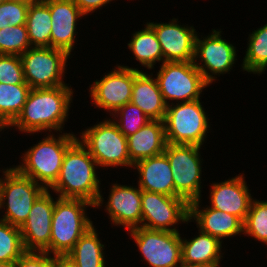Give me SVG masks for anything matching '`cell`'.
I'll list each match as a JSON object with an SVG mask.
<instances>
[{
	"instance_id": "24",
	"label": "cell",
	"mask_w": 267,
	"mask_h": 267,
	"mask_svg": "<svg viewBox=\"0 0 267 267\" xmlns=\"http://www.w3.org/2000/svg\"><path fill=\"white\" fill-rule=\"evenodd\" d=\"M141 71L134 79L131 103L136 105L150 120L164 121L167 104L160 92L156 78Z\"/></svg>"
},
{
	"instance_id": "41",
	"label": "cell",
	"mask_w": 267,
	"mask_h": 267,
	"mask_svg": "<svg viewBox=\"0 0 267 267\" xmlns=\"http://www.w3.org/2000/svg\"><path fill=\"white\" fill-rule=\"evenodd\" d=\"M0 267H14V263L0 262Z\"/></svg>"
},
{
	"instance_id": "40",
	"label": "cell",
	"mask_w": 267,
	"mask_h": 267,
	"mask_svg": "<svg viewBox=\"0 0 267 267\" xmlns=\"http://www.w3.org/2000/svg\"><path fill=\"white\" fill-rule=\"evenodd\" d=\"M10 1H14V2H17V3H21V4H24V5H31L33 3H36L40 0H10Z\"/></svg>"
},
{
	"instance_id": "29",
	"label": "cell",
	"mask_w": 267,
	"mask_h": 267,
	"mask_svg": "<svg viewBox=\"0 0 267 267\" xmlns=\"http://www.w3.org/2000/svg\"><path fill=\"white\" fill-rule=\"evenodd\" d=\"M247 51L241 64L242 70L263 74L267 70V23L249 34Z\"/></svg>"
},
{
	"instance_id": "17",
	"label": "cell",
	"mask_w": 267,
	"mask_h": 267,
	"mask_svg": "<svg viewBox=\"0 0 267 267\" xmlns=\"http://www.w3.org/2000/svg\"><path fill=\"white\" fill-rule=\"evenodd\" d=\"M113 183L110 186L109 199L105 204L111 223L115 226L131 230L141 227L142 223V190L138 186Z\"/></svg>"
},
{
	"instance_id": "33",
	"label": "cell",
	"mask_w": 267,
	"mask_h": 267,
	"mask_svg": "<svg viewBox=\"0 0 267 267\" xmlns=\"http://www.w3.org/2000/svg\"><path fill=\"white\" fill-rule=\"evenodd\" d=\"M111 116H113L111 120L125 137L135 134L151 121L141 109L131 102L120 107Z\"/></svg>"
},
{
	"instance_id": "5",
	"label": "cell",
	"mask_w": 267,
	"mask_h": 267,
	"mask_svg": "<svg viewBox=\"0 0 267 267\" xmlns=\"http://www.w3.org/2000/svg\"><path fill=\"white\" fill-rule=\"evenodd\" d=\"M1 171L0 210L4 208L5 211L0 220L20 228L27 220L34 202L46 189L21 174L14 166Z\"/></svg>"
},
{
	"instance_id": "4",
	"label": "cell",
	"mask_w": 267,
	"mask_h": 267,
	"mask_svg": "<svg viewBox=\"0 0 267 267\" xmlns=\"http://www.w3.org/2000/svg\"><path fill=\"white\" fill-rule=\"evenodd\" d=\"M52 214L50 255L66 256L94 224L87 216V208L94 205L83 199L55 198Z\"/></svg>"
},
{
	"instance_id": "42",
	"label": "cell",
	"mask_w": 267,
	"mask_h": 267,
	"mask_svg": "<svg viewBox=\"0 0 267 267\" xmlns=\"http://www.w3.org/2000/svg\"><path fill=\"white\" fill-rule=\"evenodd\" d=\"M4 129H6V128H5L4 125L0 122V132H1V131H4Z\"/></svg>"
},
{
	"instance_id": "20",
	"label": "cell",
	"mask_w": 267,
	"mask_h": 267,
	"mask_svg": "<svg viewBox=\"0 0 267 267\" xmlns=\"http://www.w3.org/2000/svg\"><path fill=\"white\" fill-rule=\"evenodd\" d=\"M201 199L189 203V223L196 221L197 228L206 234L222 239L243 234V222L235 215L210 208L200 207ZM201 208V209H200Z\"/></svg>"
},
{
	"instance_id": "19",
	"label": "cell",
	"mask_w": 267,
	"mask_h": 267,
	"mask_svg": "<svg viewBox=\"0 0 267 267\" xmlns=\"http://www.w3.org/2000/svg\"><path fill=\"white\" fill-rule=\"evenodd\" d=\"M51 14V47L71 56L76 39L77 21L85 15L72 0H47Z\"/></svg>"
},
{
	"instance_id": "22",
	"label": "cell",
	"mask_w": 267,
	"mask_h": 267,
	"mask_svg": "<svg viewBox=\"0 0 267 267\" xmlns=\"http://www.w3.org/2000/svg\"><path fill=\"white\" fill-rule=\"evenodd\" d=\"M192 239L181 237L183 267H220L222 242L198 230Z\"/></svg>"
},
{
	"instance_id": "31",
	"label": "cell",
	"mask_w": 267,
	"mask_h": 267,
	"mask_svg": "<svg viewBox=\"0 0 267 267\" xmlns=\"http://www.w3.org/2000/svg\"><path fill=\"white\" fill-rule=\"evenodd\" d=\"M243 234L267 245V200H252L243 222Z\"/></svg>"
},
{
	"instance_id": "36",
	"label": "cell",
	"mask_w": 267,
	"mask_h": 267,
	"mask_svg": "<svg viewBox=\"0 0 267 267\" xmlns=\"http://www.w3.org/2000/svg\"><path fill=\"white\" fill-rule=\"evenodd\" d=\"M30 5H24L6 0V14L11 26L26 24L27 12Z\"/></svg>"
},
{
	"instance_id": "1",
	"label": "cell",
	"mask_w": 267,
	"mask_h": 267,
	"mask_svg": "<svg viewBox=\"0 0 267 267\" xmlns=\"http://www.w3.org/2000/svg\"><path fill=\"white\" fill-rule=\"evenodd\" d=\"M73 90L67 84L55 88L31 89L22 112L7 129L15 127L29 135L43 131L61 133L73 102Z\"/></svg>"
},
{
	"instance_id": "39",
	"label": "cell",
	"mask_w": 267,
	"mask_h": 267,
	"mask_svg": "<svg viewBox=\"0 0 267 267\" xmlns=\"http://www.w3.org/2000/svg\"><path fill=\"white\" fill-rule=\"evenodd\" d=\"M10 23L6 14V0L0 4V29L9 26Z\"/></svg>"
},
{
	"instance_id": "30",
	"label": "cell",
	"mask_w": 267,
	"mask_h": 267,
	"mask_svg": "<svg viewBox=\"0 0 267 267\" xmlns=\"http://www.w3.org/2000/svg\"><path fill=\"white\" fill-rule=\"evenodd\" d=\"M25 251L20 228L0 220V262L15 263Z\"/></svg>"
},
{
	"instance_id": "18",
	"label": "cell",
	"mask_w": 267,
	"mask_h": 267,
	"mask_svg": "<svg viewBox=\"0 0 267 267\" xmlns=\"http://www.w3.org/2000/svg\"><path fill=\"white\" fill-rule=\"evenodd\" d=\"M242 174L219 183H212L209 207L235 215L244 222L254 198Z\"/></svg>"
},
{
	"instance_id": "26",
	"label": "cell",
	"mask_w": 267,
	"mask_h": 267,
	"mask_svg": "<svg viewBox=\"0 0 267 267\" xmlns=\"http://www.w3.org/2000/svg\"><path fill=\"white\" fill-rule=\"evenodd\" d=\"M127 45L136 61L148 70L154 69L156 62L164 63L161 45L154 30L147 23L143 29L133 33Z\"/></svg>"
},
{
	"instance_id": "2",
	"label": "cell",
	"mask_w": 267,
	"mask_h": 267,
	"mask_svg": "<svg viewBox=\"0 0 267 267\" xmlns=\"http://www.w3.org/2000/svg\"><path fill=\"white\" fill-rule=\"evenodd\" d=\"M98 167L88 150L77 140L66 151L59 176L48 190L60 198L86 200L100 209L104 198L96 172Z\"/></svg>"
},
{
	"instance_id": "37",
	"label": "cell",
	"mask_w": 267,
	"mask_h": 267,
	"mask_svg": "<svg viewBox=\"0 0 267 267\" xmlns=\"http://www.w3.org/2000/svg\"><path fill=\"white\" fill-rule=\"evenodd\" d=\"M80 9V11L86 16L95 12V10L101 9L106 4L114 0H72Z\"/></svg>"
},
{
	"instance_id": "3",
	"label": "cell",
	"mask_w": 267,
	"mask_h": 267,
	"mask_svg": "<svg viewBox=\"0 0 267 267\" xmlns=\"http://www.w3.org/2000/svg\"><path fill=\"white\" fill-rule=\"evenodd\" d=\"M53 133L25 151L22 162L14 166L21 174L48 190L57 180L66 151L78 140L73 133ZM56 136V137H55Z\"/></svg>"
},
{
	"instance_id": "8",
	"label": "cell",
	"mask_w": 267,
	"mask_h": 267,
	"mask_svg": "<svg viewBox=\"0 0 267 267\" xmlns=\"http://www.w3.org/2000/svg\"><path fill=\"white\" fill-rule=\"evenodd\" d=\"M156 80L167 105L173 104V101L175 104L198 100L204 88L209 86L193 61L164 62Z\"/></svg>"
},
{
	"instance_id": "14",
	"label": "cell",
	"mask_w": 267,
	"mask_h": 267,
	"mask_svg": "<svg viewBox=\"0 0 267 267\" xmlns=\"http://www.w3.org/2000/svg\"><path fill=\"white\" fill-rule=\"evenodd\" d=\"M114 68L100 80L96 79L91 87L89 86L91 104L109 112L110 116L131 102L134 79L142 71L118 64Z\"/></svg>"
},
{
	"instance_id": "15",
	"label": "cell",
	"mask_w": 267,
	"mask_h": 267,
	"mask_svg": "<svg viewBox=\"0 0 267 267\" xmlns=\"http://www.w3.org/2000/svg\"><path fill=\"white\" fill-rule=\"evenodd\" d=\"M51 190H45L34 202L27 220L20 227L23 245L26 251L46 252L50 254L52 214L55 199Z\"/></svg>"
},
{
	"instance_id": "32",
	"label": "cell",
	"mask_w": 267,
	"mask_h": 267,
	"mask_svg": "<svg viewBox=\"0 0 267 267\" xmlns=\"http://www.w3.org/2000/svg\"><path fill=\"white\" fill-rule=\"evenodd\" d=\"M29 48L31 43L25 24L0 29V55H22Z\"/></svg>"
},
{
	"instance_id": "38",
	"label": "cell",
	"mask_w": 267,
	"mask_h": 267,
	"mask_svg": "<svg viewBox=\"0 0 267 267\" xmlns=\"http://www.w3.org/2000/svg\"><path fill=\"white\" fill-rule=\"evenodd\" d=\"M54 267H77V265L66 256H54Z\"/></svg>"
},
{
	"instance_id": "11",
	"label": "cell",
	"mask_w": 267,
	"mask_h": 267,
	"mask_svg": "<svg viewBox=\"0 0 267 267\" xmlns=\"http://www.w3.org/2000/svg\"><path fill=\"white\" fill-rule=\"evenodd\" d=\"M149 267H183L180 232L136 227L127 231ZM179 264V265H178Z\"/></svg>"
},
{
	"instance_id": "10",
	"label": "cell",
	"mask_w": 267,
	"mask_h": 267,
	"mask_svg": "<svg viewBox=\"0 0 267 267\" xmlns=\"http://www.w3.org/2000/svg\"><path fill=\"white\" fill-rule=\"evenodd\" d=\"M25 82L31 89L55 88L66 85V63L70 56L52 47H31L20 55Z\"/></svg>"
},
{
	"instance_id": "13",
	"label": "cell",
	"mask_w": 267,
	"mask_h": 267,
	"mask_svg": "<svg viewBox=\"0 0 267 267\" xmlns=\"http://www.w3.org/2000/svg\"><path fill=\"white\" fill-rule=\"evenodd\" d=\"M141 205L143 228L179 232L175 225L189 222V203L182 197L142 190Z\"/></svg>"
},
{
	"instance_id": "16",
	"label": "cell",
	"mask_w": 267,
	"mask_h": 267,
	"mask_svg": "<svg viewBox=\"0 0 267 267\" xmlns=\"http://www.w3.org/2000/svg\"><path fill=\"white\" fill-rule=\"evenodd\" d=\"M168 23L147 22L154 30L163 53L164 62H190L194 60L196 29L180 25L178 19Z\"/></svg>"
},
{
	"instance_id": "21",
	"label": "cell",
	"mask_w": 267,
	"mask_h": 267,
	"mask_svg": "<svg viewBox=\"0 0 267 267\" xmlns=\"http://www.w3.org/2000/svg\"><path fill=\"white\" fill-rule=\"evenodd\" d=\"M139 174L138 185L141 190L175 196L172 170L166 154L152 156L137 161L133 165Z\"/></svg>"
},
{
	"instance_id": "7",
	"label": "cell",
	"mask_w": 267,
	"mask_h": 267,
	"mask_svg": "<svg viewBox=\"0 0 267 267\" xmlns=\"http://www.w3.org/2000/svg\"><path fill=\"white\" fill-rule=\"evenodd\" d=\"M78 141L101 168L117 166L133 168L134 164L129 158L127 138L111 119H104L84 129Z\"/></svg>"
},
{
	"instance_id": "6",
	"label": "cell",
	"mask_w": 267,
	"mask_h": 267,
	"mask_svg": "<svg viewBox=\"0 0 267 267\" xmlns=\"http://www.w3.org/2000/svg\"><path fill=\"white\" fill-rule=\"evenodd\" d=\"M200 101L167 105L164 118L167 143L202 147L211 124Z\"/></svg>"
},
{
	"instance_id": "12",
	"label": "cell",
	"mask_w": 267,
	"mask_h": 267,
	"mask_svg": "<svg viewBox=\"0 0 267 267\" xmlns=\"http://www.w3.org/2000/svg\"><path fill=\"white\" fill-rule=\"evenodd\" d=\"M221 32L212 29L207 37H196L193 63L209 85L216 81V76L230 72L238 57L236 47L222 39Z\"/></svg>"
},
{
	"instance_id": "25",
	"label": "cell",
	"mask_w": 267,
	"mask_h": 267,
	"mask_svg": "<svg viewBox=\"0 0 267 267\" xmlns=\"http://www.w3.org/2000/svg\"><path fill=\"white\" fill-rule=\"evenodd\" d=\"M93 225L77 241L67 256L77 267H106L105 246Z\"/></svg>"
},
{
	"instance_id": "34",
	"label": "cell",
	"mask_w": 267,
	"mask_h": 267,
	"mask_svg": "<svg viewBox=\"0 0 267 267\" xmlns=\"http://www.w3.org/2000/svg\"><path fill=\"white\" fill-rule=\"evenodd\" d=\"M0 83H26L20 55H0Z\"/></svg>"
},
{
	"instance_id": "27",
	"label": "cell",
	"mask_w": 267,
	"mask_h": 267,
	"mask_svg": "<svg viewBox=\"0 0 267 267\" xmlns=\"http://www.w3.org/2000/svg\"><path fill=\"white\" fill-rule=\"evenodd\" d=\"M51 22L47 0H40L29 6L25 25L31 47H51Z\"/></svg>"
},
{
	"instance_id": "28",
	"label": "cell",
	"mask_w": 267,
	"mask_h": 267,
	"mask_svg": "<svg viewBox=\"0 0 267 267\" xmlns=\"http://www.w3.org/2000/svg\"><path fill=\"white\" fill-rule=\"evenodd\" d=\"M31 87L27 83H0V122L8 128L20 115Z\"/></svg>"
},
{
	"instance_id": "23",
	"label": "cell",
	"mask_w": 267,
	"mask_h": 267,
	"mask_svg": "<svg viewBox=\"0 0 267 267\" xmlns=\"http://www.w3.org/2000/svg\"><path fill=\"white\" fill-rule=\"evenodd\" d=\"M127 138L130 161H137L162 154L167 144L164 121L151 120Z\"/></svg>"
},
{
	"instance_id": "9",
	"label": "cell",
	"mask_w": 267,
	"mask_h": 267,
	"mask_svg": "<svg viewBox=\"0 0 267 267\" xmlns=\"http://www.w3.org/2000/svg\"><path fill=\"white\" fill-rule=\"evenodd\" d=\"M200 146L167 143L166 154L172 170L175 197L188 203L201 199L202 161Z\"/></svg>"
},
{
	"instance_id": "35",
	"label": "cell",
	"mask_w": 267,
	"mask_h": 267,
	"mask_svg": "<svg viewBox=\"0 0 267 267\" xmlns=\"http://www.w3.org/2000/svg\"><path fill=\"white\" fill-rule=\"evenodd\" d=\"M14 267H54V256L46 252L25 251Z\"/></svg>"
}]
</instances>
